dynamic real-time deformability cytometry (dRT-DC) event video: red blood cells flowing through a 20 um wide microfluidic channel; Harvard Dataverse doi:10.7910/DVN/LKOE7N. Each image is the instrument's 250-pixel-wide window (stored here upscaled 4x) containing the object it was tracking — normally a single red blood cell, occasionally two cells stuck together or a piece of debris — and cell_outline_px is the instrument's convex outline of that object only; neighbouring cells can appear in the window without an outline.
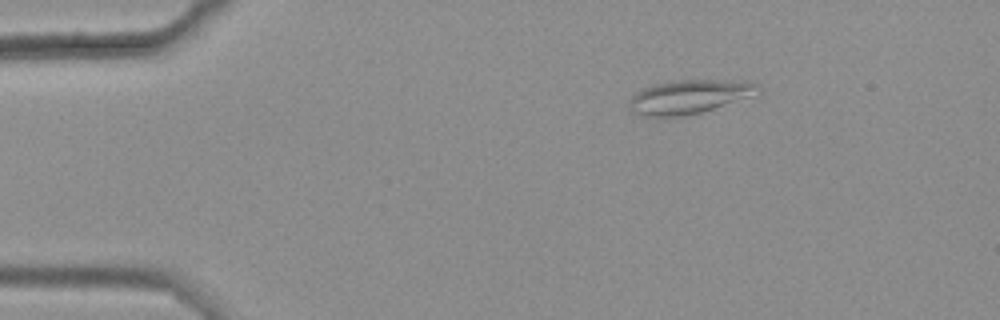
{"species": "common noctule bat (a hibernating species)", "species_latin": "Nyctalus noctula", "temperature_condition": "warm", "stored_images_in_passage": 42, "camera_frame_rate_fps": 3000, "um_per_image_px": 0.085, "animal": {"sex": "female", "body_mass_g": 25.1}, "frame": {"image": 1, "passage_image": 1, "time_ms": 0.0, "image_size_px": [1000, 320], "cell_outline_px": [[764, 88], [756, 96], [700, 112], [680, 116], [644, 116], [632, 112], [628, 104], [628, 100], [636, 92], [644, 88], [656, 84], [672, 80], [744, 80], [760, 84]], "centroid_in_image_um": [58.67, 8.2], "position_along_channel_um": 26.3, "area_um2": 25.78}}
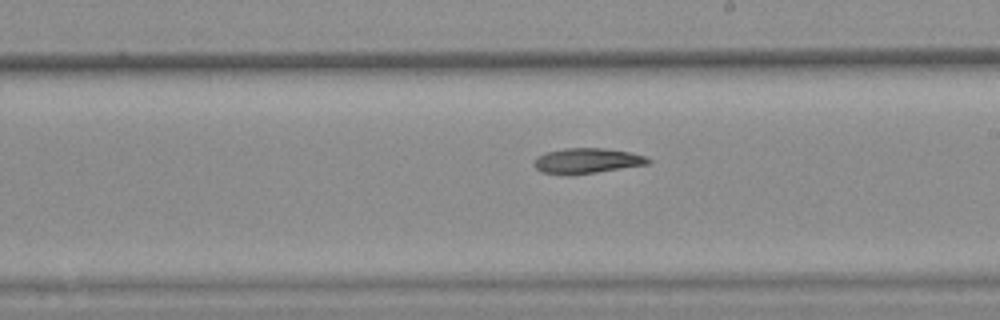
{"frame": {"image": 2, "passage_image": 24, "time_ms": 7.667, "image_size_px": [1000, 320], "cell_outline_px": [[652, 160], [648, 164], [596, 172], [568, 176], [540, 172], [532, 164], [532, 160], [536, 156], [544, 152], [564, 148], [604, 148], [632, 152], [644, 156]], "centroid_in_image_um": [49.81, 13.67], "position_along_channel_um": 239.2, "area_um2": 17.17}}
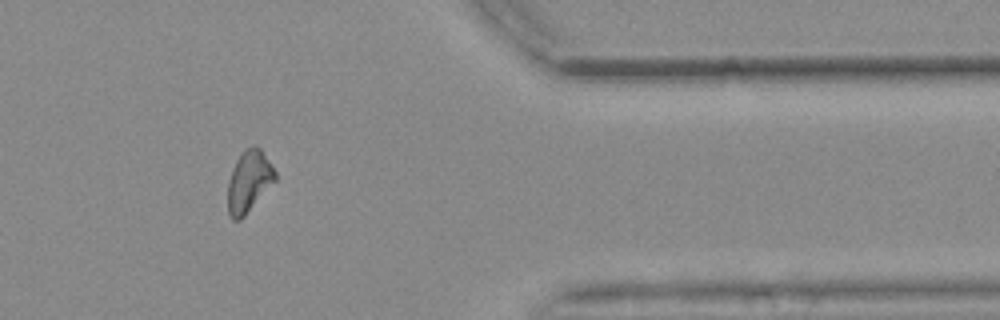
{"frame": {"image": 3, "passage_image": 38, "time_ms": 12.333, "image_size_px": [1000, 320], "cell_outline_px": [[276, 180], [244, 216], [240, 220], [232, 220], [228, 212], [228, 180], [232, 168], [236, 160], [244, 148], [256, 144], [260, 148], [276, 172]], "centroid_in_image_um": [21.14, 15.39], "position_along_channel_um": 390.3, "area_um2": 16.99}}